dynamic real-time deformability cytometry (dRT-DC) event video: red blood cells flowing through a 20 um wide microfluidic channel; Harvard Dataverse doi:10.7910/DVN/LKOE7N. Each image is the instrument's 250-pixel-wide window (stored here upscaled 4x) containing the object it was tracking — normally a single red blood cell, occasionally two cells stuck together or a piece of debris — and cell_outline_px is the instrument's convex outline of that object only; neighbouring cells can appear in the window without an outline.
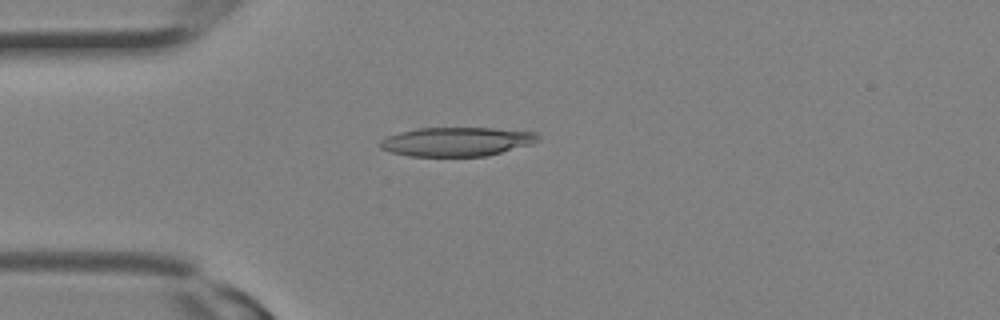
{"species": "Egyptian fruit bat (a non-hibernating species)", "species_latin": "Rousettus aegyptiacus", "temperature_condition": "room temperature", "stored_images_in_passage": 8, "camera_frame_rate_fps": 3000, "um_per_image_px": 0.085, "animal": {"sex": "female"}, "frame": {"image": 1, "passage_image": 5, "time_ms": 1.333, "image_size_px": [1000, 320], "cell_outline_px": [[540, 140], [532, 144], [488, 156], [408, 156], [392, 152], [380, 148], [380, 140], [388, 136], [400, 132], [416, 128], [492, 128], [536, 132], [540, 136]], "centroid_in_image_um": [38.85, 12.04], "position_along_channel_um": 46.2, "area_um2": 26.76}}
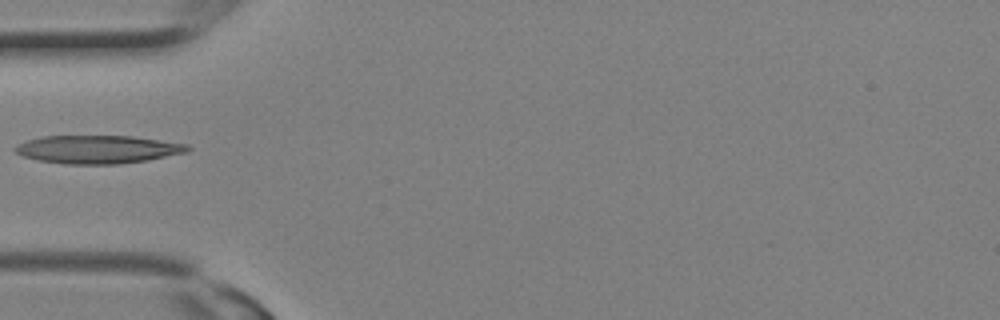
{"frame": {"image": 2, "passage_image": 7, "time_ms": 2.0, "image_size_px": [1000, 320], "cell_outline_px": [[192, 148], [188, 152], [148, 160], [120, 164], [64, 164], [36, 160], [20, 156], [12, 148], [16, 144], [40, 136], [132, 136], [188, 144]], "centroid_in_image_um": [8.28, 12.7], "position_along_channel_um": 76.7, "area_um2": 28.61}}